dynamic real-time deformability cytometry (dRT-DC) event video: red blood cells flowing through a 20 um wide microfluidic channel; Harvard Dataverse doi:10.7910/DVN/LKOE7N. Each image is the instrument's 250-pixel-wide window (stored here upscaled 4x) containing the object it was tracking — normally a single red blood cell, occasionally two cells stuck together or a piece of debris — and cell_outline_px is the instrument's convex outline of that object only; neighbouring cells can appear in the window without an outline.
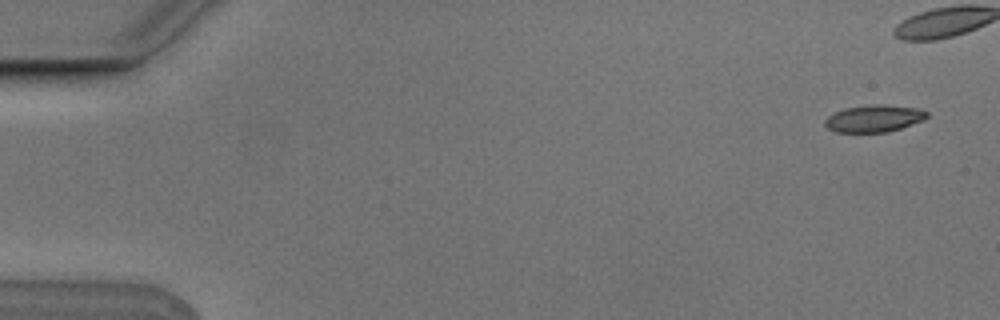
{"species": "Egyptian fruit bat (a non-hibernating species)", "species_latin": "Rousettus aegyptiacus", "temperature_condition": "cold", "stored_images_in_passage": 6, "camera_frame_rate_fps": 3000, "um_per_image_px": 0.085, "animal": {"sex": "male"}, "frame": {"image": 1, "passage_image": 1, "time_ms": 0.0, "image_size_px": [1000, 320], "cell_outline_px": [[928, 116], [924, 120], [888, 132], [836, 132], [828, 128], [824, 124], [824, 120], [828, 116], [844, 108], [872, 104], [920, 108], [928, 112]], "centroid_in_image_um": [74.3, 10.07], "position_along_channel_um": 10.7, "area_um2": 16.01}}